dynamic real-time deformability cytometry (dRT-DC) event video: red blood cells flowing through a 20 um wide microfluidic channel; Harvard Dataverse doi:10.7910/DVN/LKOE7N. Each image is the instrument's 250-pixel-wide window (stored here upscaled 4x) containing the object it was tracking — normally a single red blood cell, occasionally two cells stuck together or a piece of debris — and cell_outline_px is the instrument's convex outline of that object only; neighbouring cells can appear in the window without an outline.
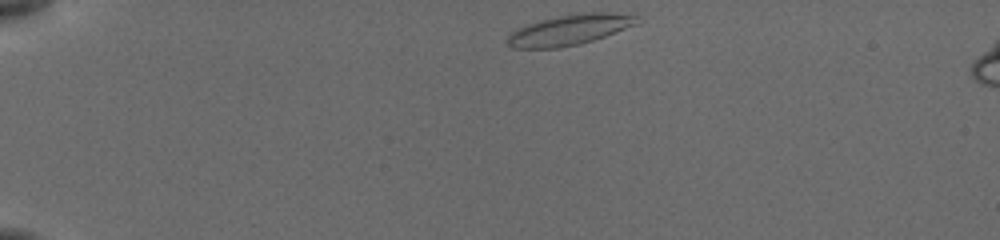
{"species": "common noctule bat (a hibernating species)", "species_latin": "Nyctalus noctula", "temperature_condition": "cold", "stored_images_in_passage": 32, "camera_frame_rate_fps": 3000, "um_per_image_px": 0.085, "animal": {"sex": "female", "body_mass_g": 19.5, "forearm_length_mm": 54.1}, "frame": {"image": 1, "passage_image": 1, "time_ms": 0.0, "image_size_px": [1000, 240], "cell_outline_px": [[644, 20], [636, 24], [604, 36], [580, 44], [560, 48], [512, 48], [508, 44], [508, 36], [516, 28], [524, 24], [540, 20], [580, 12], [608, 12], [640, 16]], "centroid_in_image_um": [48.42, 2.52], "position_along_channel_um": 36.6, "area_um2": 23.06}}
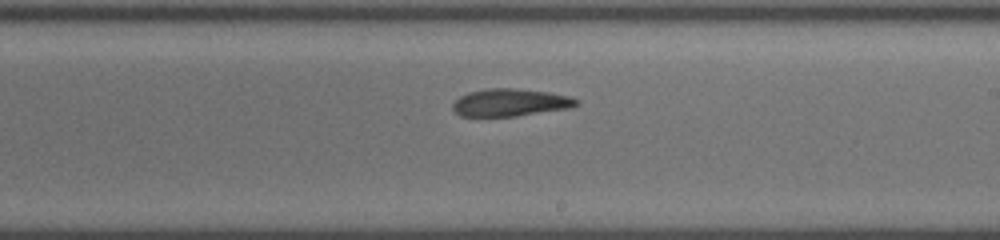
{"frame": {"image": 2, "passage_image": 18, "time_ms": 7.333, "image_size_px": [1000, 240], "cell_outline_px": [[580, 104], [572, 108], [516, 116], [460, 116], [452, 108], [452, 104], [460, 96], [468, 92], [484, 88], [516, 88], [548, 92], [572, 96], [580, 100]], "centroid_in_image_um": [43.42, 8.71], "position_along_channel_um": 245.6, "area_um2": 20.11}}
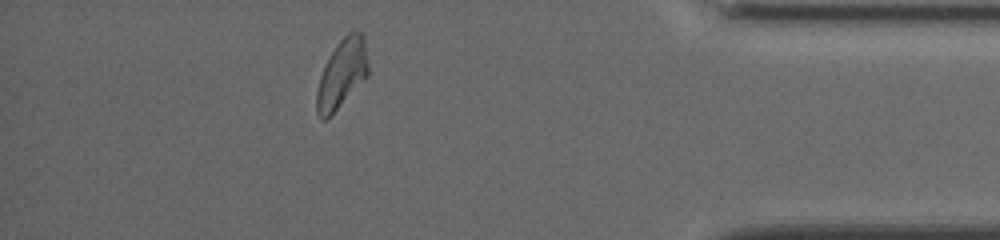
{"frame": {"image": 3, "passage_image": 29, "time_ms": 12.333, "image_size_px": [1000, 240], "cell_outline_px": [[368, 76], [324, 120], [320, 120], [316, 112], [316, 92], [320, 76], [324, 64], [336, 44], [352, 28], [360, 32], [364, 36], [368, 68]], "centroid_in_image_um": [29.05, 6.21], "position_along_channel_um": 406.2, "area_um2": 20.46}, "authors_computed_cell_mechanics": {"area_um2": 20.4034, "velocity_mm_per_s": 3.8208, "shape_relaxation_time_tau1_ms": null, "shape_relaxation_time_tau2_ms": 3.3147, "deformation_change_tau1": null, "deformation_change_tau2": 0.1033}}